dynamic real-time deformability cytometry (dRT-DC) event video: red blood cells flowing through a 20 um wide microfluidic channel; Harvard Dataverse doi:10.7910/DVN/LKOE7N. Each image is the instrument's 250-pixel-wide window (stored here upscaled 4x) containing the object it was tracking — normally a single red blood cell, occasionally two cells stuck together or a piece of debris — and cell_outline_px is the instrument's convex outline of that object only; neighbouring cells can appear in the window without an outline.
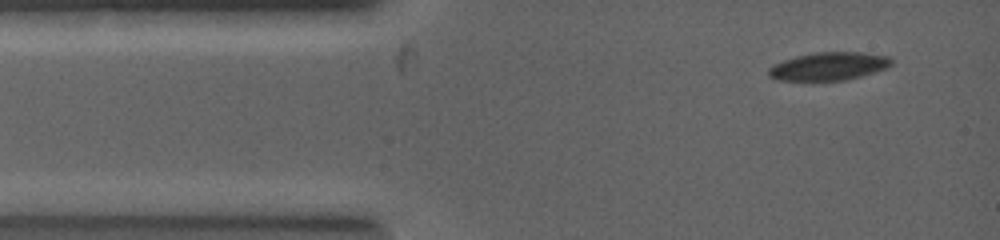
{"species": "common noctule bat (a hibernating species)", "species_latin": "Nyctalus noctula", "temperature_condition": "warm", "stored_images_in_passage": 3, "camera_frame_rate_fps": 5000, "um_per_image_px": 0.085, "animal": {"sex": "female", "body_mass_g": 19.0, "forearm_length_mm": 53.3}, "frame": {"image": 1, "passage_image": 1, "time_ms": 0.0, "image_size_px": [1000, 240], "cell_outline_px": [[892, 64], [884, 68], [860, 76], [844, 80], [780, 80], [768, 76], [768, 68], [784, 60], [796, 56], [820, 52], [860, 52], [888, 56], [892, 60]], "centroid_in_image_um": [70.43, 5.63], "position_along_channel_um": 14.6, "area_um2": 19.65}}
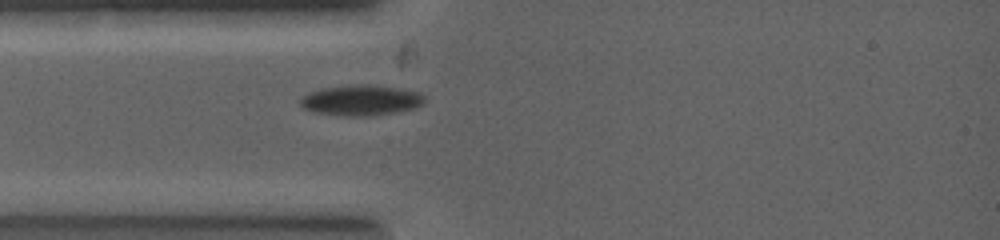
{"frame": {"image": 2, "passage_image": 3, "time_ms": 1.4, "image_size_px": [1000, 240], "cell_outline_px": [[424, 100], [420, 104], [412, 108], [396, 112], [368, 116], [344, 116], [312, 112], [304, 108], [300, 104], [300, 100], [304, 96], [312, 92], [324, 88], [396, 88], [416, 92], [424, 96]], "centroid_in_image_um": [30.64, 8.6], "position_along_channel_um": 54.4, "area_um2": 20.46}}